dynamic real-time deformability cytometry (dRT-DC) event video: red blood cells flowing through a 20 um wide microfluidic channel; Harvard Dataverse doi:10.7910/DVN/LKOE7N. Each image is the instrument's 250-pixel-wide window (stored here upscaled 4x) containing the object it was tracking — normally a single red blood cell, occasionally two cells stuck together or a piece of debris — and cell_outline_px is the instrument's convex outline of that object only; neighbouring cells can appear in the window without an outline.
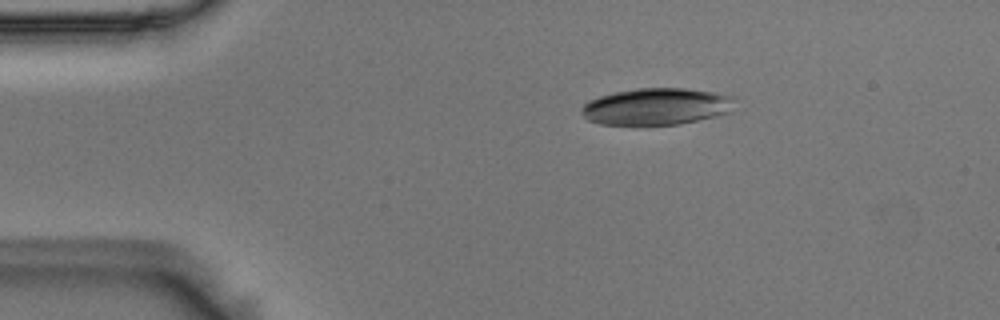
{"species": "Egyptian fruit bat (a non-hibernating species)", "species_latin": "Rousettus aegyptiacus", "temperature_condition": "room temperature", "stored_images_in_passage": 46, "camera_frame_rate_fps": 3000, "um_per_image_px": 0.085, "animal": {"sex": "male"}, "frame": {"image": 1, "passage_image": 1, "time_ms": 0.0, "image_size_px": [1000, 320], "cell_outline_px": [[736, 96], [728, 112], [716, 116], [680, 124], [600, 124], [588, 120], [580, 112], [580, 108], [588, 100], [600, 96], [616, 92], [636, 88], [684, 88], [712, 92]], "centroid_in_image_um": [55.77, 9.04], "position_along_channel_um": 29.2, "area_um2": 32.66}}
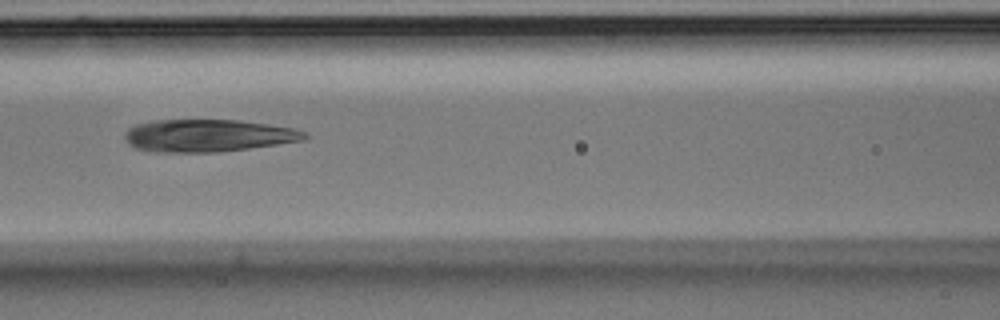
{"frame": {"image": 2, "passage_image": 15, "time_ms": 4.667, "image_size_px": [1000, 320], "cell_outline_px": [[308, 136], [304, 140], [248, 148], [216, 152], [156, 152], [136, 148], [128, 144], [124, 136], [124, 132], [128, 128], [136, 124], [152, 120], [240, 120], [268, 124], [292, 128], [304, 132]], "centroid_in_image_um": [17.62, 11.52], "position_along_channel_um": 149.0, "area_um2": 33.87}}